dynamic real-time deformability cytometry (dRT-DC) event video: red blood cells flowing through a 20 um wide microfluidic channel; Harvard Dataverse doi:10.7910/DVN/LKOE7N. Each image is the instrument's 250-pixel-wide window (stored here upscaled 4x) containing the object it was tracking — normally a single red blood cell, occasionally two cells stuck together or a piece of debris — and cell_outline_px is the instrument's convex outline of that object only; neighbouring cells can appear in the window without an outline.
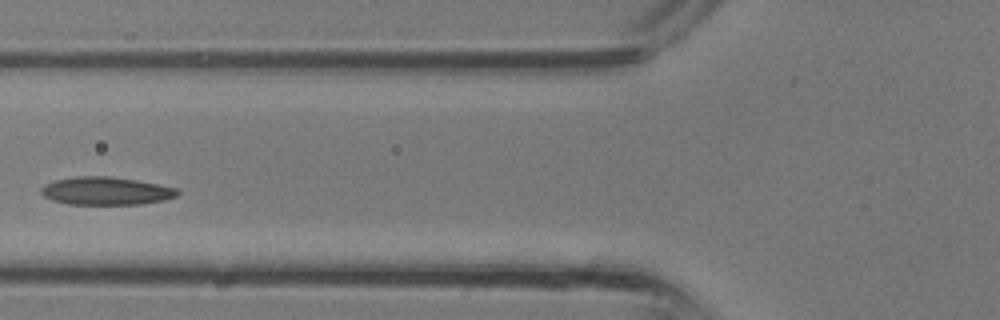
{"species": "common noctule bat (a hibernating species)", "species_latin": "Nyctalus noctula", "temperature_condition": "room temperature", "stored_images_in_passage": 23, "camera_frame_rate_fps": 3000, "um_per_image_px": 0.085, "animal": {"sex": "male", "body_mass_g": 13.3}, "frame": {"image": 1, "passage_image": 4, "time_ms": 1.0, "image_size_px": [1000, 320], "cell_outline_px": [[180, 192], [176, 196], [164, 200], [144, 204], [68, 204], [52, 200], [44, 196], [40, 192], [40, 188], [44, 184], [56, 180], [76, 176], [108, 176], [136, 180], [176, 188]], "centroid_in_image_um": [8.99, 16.23], "position_along_channel_um": 116.8, "area_um2": 22.14}}
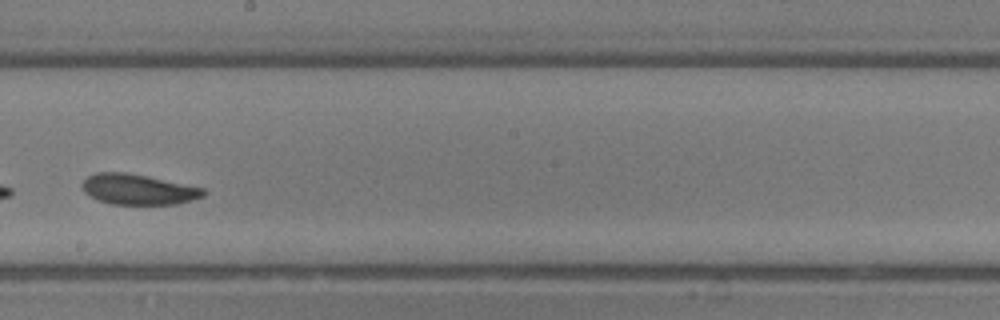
{"frame": {"image": 2, "passage_image": 10, "time_ms": 3.0, "image_size_px": [1000, 320], "cell_outline_px": [[208, 192], [204, 196], [192, 200], [176, 204], [112, 204], [100, 200], [84, 192], [80, 184], [88, 176], [96, 172], [124, 172], [204, 188]], "centroid_in_image_um": [11.75, 16.1], "position_along_channel_um": 236.5, "area_um2": 21.27}}
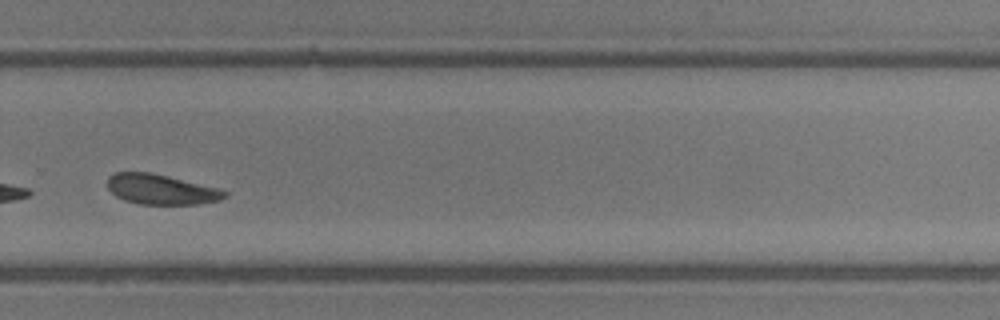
{"frame": {"image": 3, "passage_image": 14, "time_ms": 4.333, "image_size_px": [1000, 320], "cell_outline_px": [[228, 196], [220, 200], [196, 204], [140, 204], [124, 200], [116, 196], [108, 188], [108, 176], [116, 172], [152, 172], [220, 188], [228, 192]], "centroid_in_image_um": [13.72, 16.09], "position_along_channel_um": 316.1, "area_um2": 20.69}}